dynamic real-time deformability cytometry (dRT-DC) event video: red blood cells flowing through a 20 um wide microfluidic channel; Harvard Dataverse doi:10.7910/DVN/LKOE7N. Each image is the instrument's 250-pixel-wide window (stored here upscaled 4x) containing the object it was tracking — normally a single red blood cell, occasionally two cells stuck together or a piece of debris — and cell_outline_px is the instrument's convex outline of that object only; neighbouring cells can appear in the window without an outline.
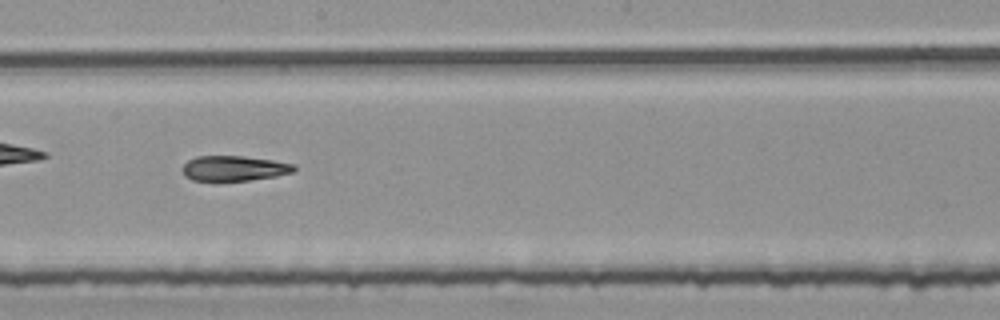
{"species": "common noctule bat (a hibernating species)", "species_latin": "Nyctalus noctula", "temperature_condition": "room temperature", "stored_images_in_passage": 33, "camera_frame_rate_fps": 3000, "um_per_image_px": 0.085, "animal": {"sex": "female", "body_mass_g": 25.1}, "frame": {"image": 1, "passage_image": 15, "time_ms": 4.667, "image_size_px": [1000, 320], "cell_outline_px": [[296, 172], [276, 176], [248, 180], [216, 184], [192, 180], [184, 176], [180, 172], [180, 168], [188, 160], [196, 156], [244, 156], [272, 160], [296, 164]], "centroid_in_image_um": [19.83, 14.35], "position_along_channel_um": 228.4, "area_um2": 17.34}}